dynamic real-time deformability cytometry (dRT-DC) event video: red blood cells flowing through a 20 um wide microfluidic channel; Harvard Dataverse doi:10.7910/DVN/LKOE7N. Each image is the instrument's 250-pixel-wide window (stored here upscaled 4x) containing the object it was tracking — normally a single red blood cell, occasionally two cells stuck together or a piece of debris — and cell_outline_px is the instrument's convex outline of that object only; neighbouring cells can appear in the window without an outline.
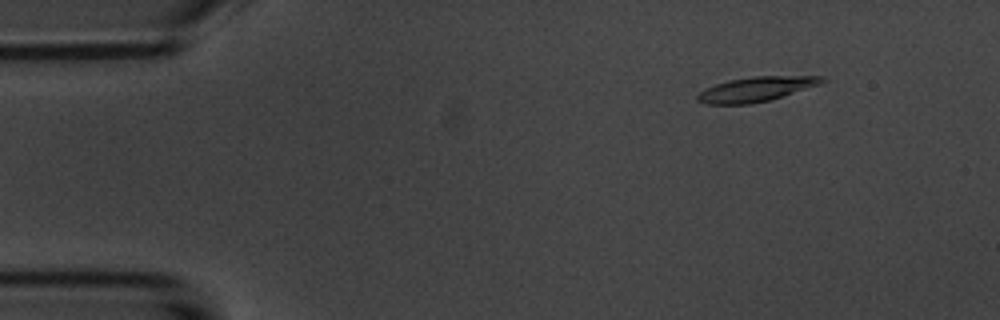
{"species": "common noctule bat (a hibernating species)", "species_latin": "Nyctalus noctula", "temperature_condition": "room temperature", "stored_images_in_passage": 9, "camera_frame_rate_fps": 3000, "um_per_image_px": 0.085, "animal": {"sex": "male", "body_mass_g": 20.1, "forearm_length_mm": 53.5}, "frame": {"image": 1, "passage_image": 2, "time_ms": 1.333, "image_size_px": [1000, 320], "cell_outline_px": [[828, 80], [820, 84], [768, 100], [748, 104], [704, 104], [696, 100], [696, 96], [700, 92], [716, 84], [728, 80], [752, 76], [824, 76]], "centroid_in_image_um": [64.26, 7.57], "position_along_channel_um": 20.7, "area_um2": 17.69}}
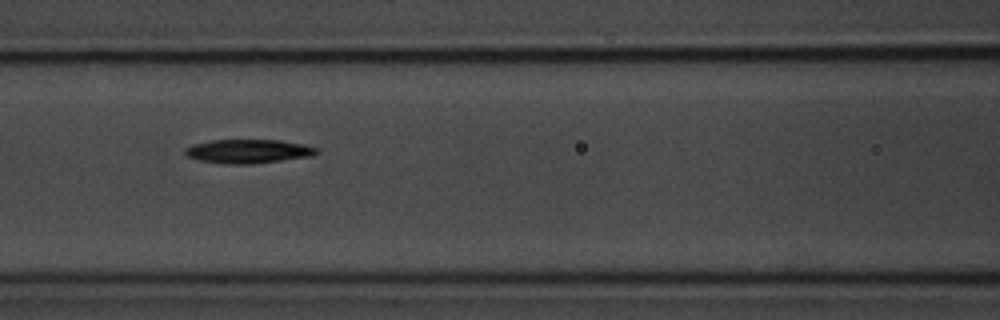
{"frame": {"image": 2, "passage_image": 7, "time_ms": 7.0, "image_size_px": [1000, 320], "cell_outline_px": [[320, 152], [312, 156], [252, 164], [224, 164], [196, 160], [188, 156], [184, 152], [184, 148], [192, 144], [212, 140], [280, 140], [304, 144], [320, 148]], "centroid_in_image_um": [21.11, 12.86], "position_along_channel_um": 145.5, "area_um2": 18.55}}
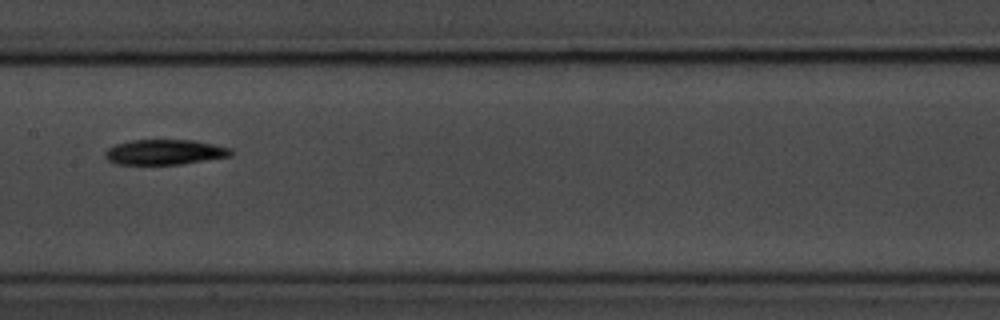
{"frame": {"image": 3, "passage_image": 8, "time_ms": 8.333, "image_size_px": [1000, 320], "cell_outline_px": [[232, 156], [180, 164], [116, 164], [108, 160], [104, 156], [104, 152], [108, 148], [116, 144], [132, 140], [196, 140], [232, 148]], "centroid_in_image_um": [14.01, 12.92], "position_along_channel_um": 193.4, "area_um2": 18.5}}